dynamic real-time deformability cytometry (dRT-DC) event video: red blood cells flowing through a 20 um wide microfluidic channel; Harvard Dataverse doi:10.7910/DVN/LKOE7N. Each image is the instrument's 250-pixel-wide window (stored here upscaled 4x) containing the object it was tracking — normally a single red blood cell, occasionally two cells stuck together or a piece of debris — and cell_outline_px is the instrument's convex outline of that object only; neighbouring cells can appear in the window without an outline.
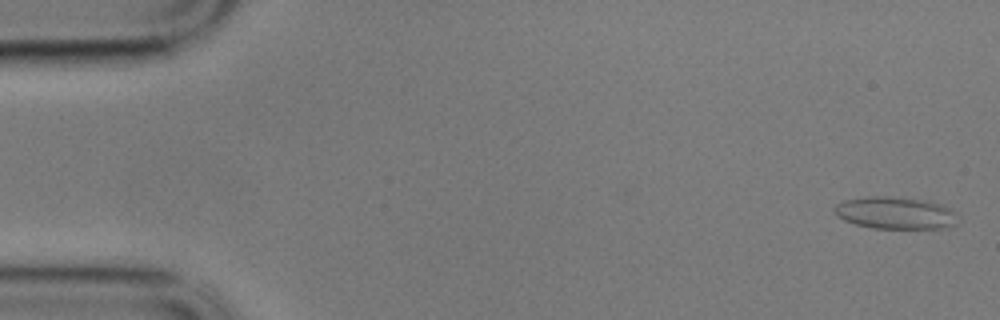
{"species": "common noctule bat (a hibernating species)", "species_latin": "Nyctalus noctula", "temperature_condition": "cold", "stored_images_in_passage": 53, "camera_frame_rate_fps": 3000, "um_per_image_px": 0.085, "animal": {"sex": "male", "body_mass_g": 17.9}, "frame": {"image": 1, "passage_image": 2, "time_ms": 0.333, "image_size_px": [1000, 320], "cell_outline_px": [[956, 224], [940, 228], [872, 228], [856, 224], [844, 220], [836, 216], [832, 208], [836, 204], [844, 200], [868, 196], [888, 196], [920, 200], [944, 204], [952, 212]], "centroid_in_image_um": [76.0, 18.09], "position_along_channel_um": 9.0, "area_um2": 22.83}}
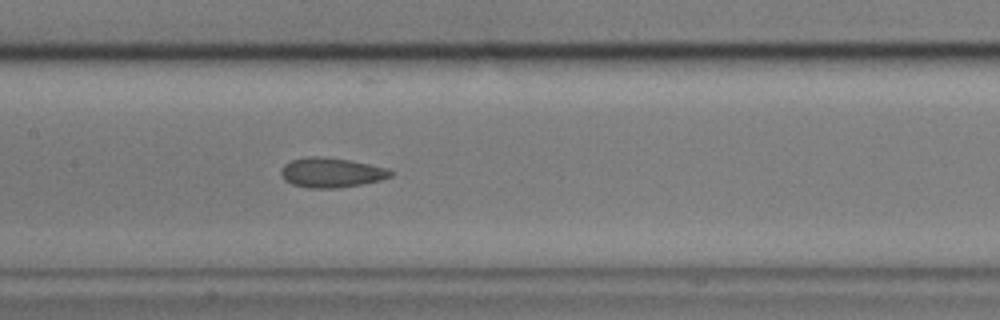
{"frame": {"image": 2, "passage_image": 28, "time_ms": 9.0, "image_size_px": [1000, 320], "cell_outline_px": [[396, 172], [392, 176], [380, 180], [360, 184], [336, 188], [308, 188], [292, 184], [284, 180], [280, 172], [280, 168], [284, 164], [292, 160], [308, 156], [324, 156], [352, 160], [388, 168]], "centroid_in_image_um": [28.17, 14.65], "position_along_channel_um": 179.2, "area_um2": 19.25}}
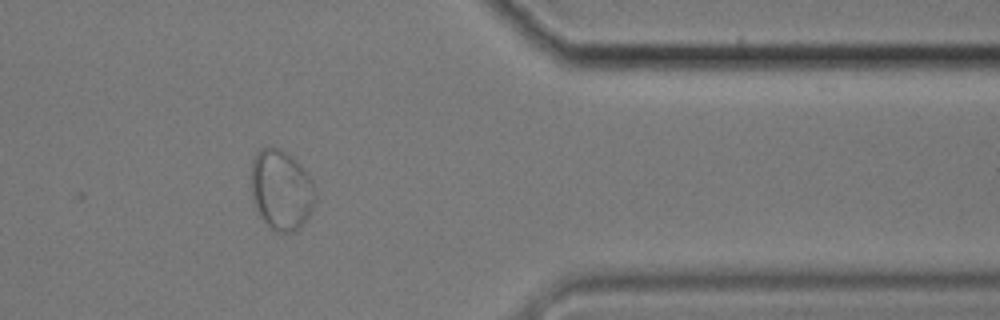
{"frame": {"image": 3, "passage_image": 48, "time_ms": 15.667, "image_size_px": [1000, 320], "cell_outline_px": [[316, 196], [308, 216], [296, 232], [276, 232], [260, 216], [256, 208], [252, 196], [252, 160], [256, 152], [260, 148], [280, 148], [288, 152], [304, 168], [312, 180], [316, 192]], "centroid_in_image_um": [23.92, 16.12], "position_along_channel_um": 387.5, "area_um2": 29.88}}